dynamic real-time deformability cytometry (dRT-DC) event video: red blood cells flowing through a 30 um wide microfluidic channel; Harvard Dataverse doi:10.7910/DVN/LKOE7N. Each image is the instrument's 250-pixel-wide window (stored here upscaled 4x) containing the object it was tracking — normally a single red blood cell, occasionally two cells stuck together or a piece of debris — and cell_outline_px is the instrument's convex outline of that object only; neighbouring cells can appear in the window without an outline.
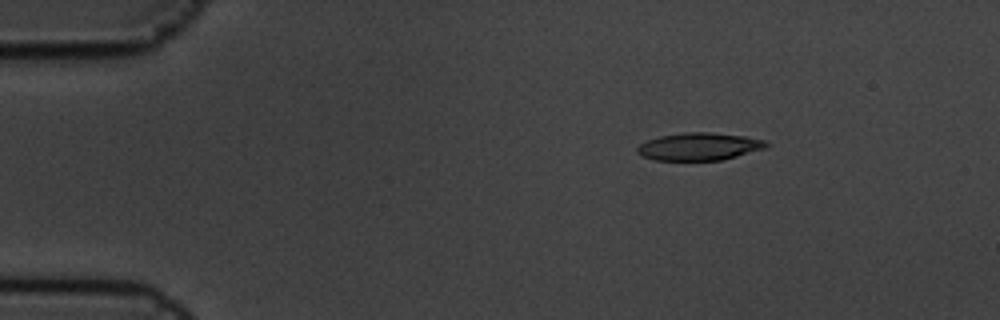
{"species": "common noctule bat (a hibernating species)", "species_latin": "Nyctalus noctula", "temperature_condition": "cold", "stored_images_in_passage": 4, "camera_frame_rate_fps": 3000, "um_per_image_px": 0.085, "animal": {"sex": "male", "body_mass_g": 19.5, "forearm_length_mm": 54.6}, "frame": {"image": 1, "passage_image": 2, "time_ms": 0.333, "image_size_px": [1000, 320], "cell_outline_px": [[772, 144], [768, 148], [720, 160], [656, 160], [644, 156], [636, 152], [636, 148], [640, 144], [648, 140], [660, 136], [684, 132], [708, 132], [744, 136], [764, 140]], "centroid_in_image_um": [59.47, 12.45], "position_along_channel_um": 25.5, "area_um2": 20.69}}